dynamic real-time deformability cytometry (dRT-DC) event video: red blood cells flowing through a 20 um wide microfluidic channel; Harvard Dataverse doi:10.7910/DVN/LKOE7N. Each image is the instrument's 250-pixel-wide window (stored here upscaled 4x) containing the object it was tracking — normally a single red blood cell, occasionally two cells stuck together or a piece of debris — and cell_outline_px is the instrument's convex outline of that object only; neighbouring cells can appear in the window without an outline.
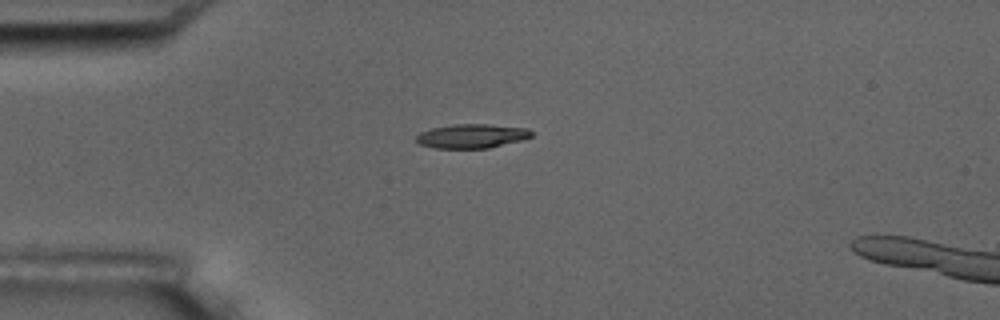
{"species": "common noctule bat (a hibernating species)", "species_latin": "Nyctalus noctula", "temperature_condition": "room temperature", "stored_images_in_passage": 8, "camera_frame_rate_fps": 3000, "um_per_image_px": 0.085, "animal": {"sex": "male", "body_mass_g": 17.5, "forearm_length_mm": 52.3}, "frame": {"image": 1, "passage_image": 1, "time_ms": 0.0, "image_size_px": [1000, 320], "cell_outline_px": [[532, 136], [524, 140], [488, 148], [436, 148], [420, 144], [416, 140], [416, 136], [420, 132], [432, 128], [456, 124], [488, 124], [528, 128], [532, 132]], "centroid_in_image_um": [40.13, 11.56], "position_along_channel_um": 44.9, "area_um2": 16.18}}
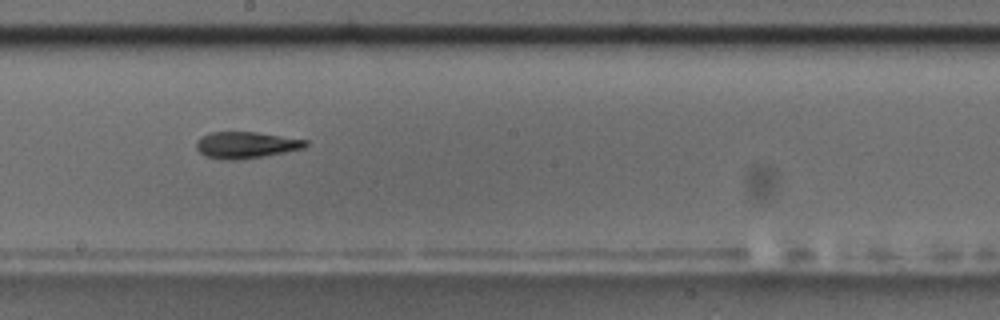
{"frame": {"image": 2, "passage_image": 6, "time_ms": 5.667, "image_size_px": [1000, 320], "cell_outline_px": [[308, 144], [304, 148], [264, 156], [236, 160], [228, 160], [204, 156], [196, 148], [196, 140], [200, 136], [208, 132], [256, 132], [308, 140]], "centroid_in_image_um": [20.87, 12.32], "position_along_channel_um": 227.3, "area_um2": 16.94}}
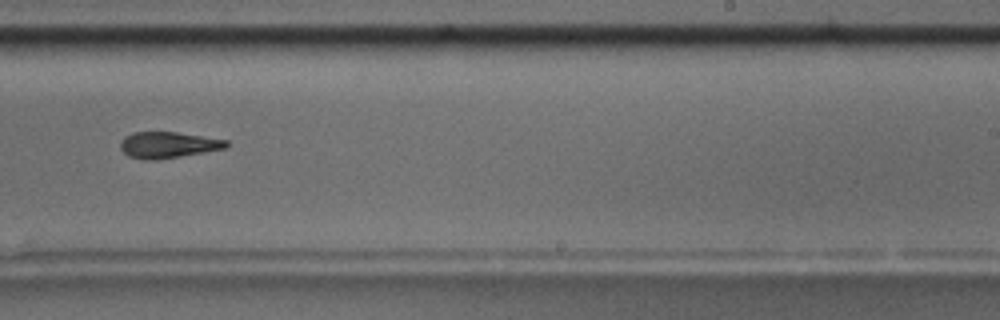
{"frame": {"image": 3, "passage_image": 7, "time_ms": 7.0, "image_size_px": [1000, 320], "cell_outline_px": [[228, 148], [156, 160], [148, 160], [128, 156], [120, 148], [120, 140], [124, 136], [132, 132], [176, 132], [228, 140]], "centroid_in_image_um": [14.27, 12.31], "position_along_channel_um": 274.7, "area_um2": 16.18}}